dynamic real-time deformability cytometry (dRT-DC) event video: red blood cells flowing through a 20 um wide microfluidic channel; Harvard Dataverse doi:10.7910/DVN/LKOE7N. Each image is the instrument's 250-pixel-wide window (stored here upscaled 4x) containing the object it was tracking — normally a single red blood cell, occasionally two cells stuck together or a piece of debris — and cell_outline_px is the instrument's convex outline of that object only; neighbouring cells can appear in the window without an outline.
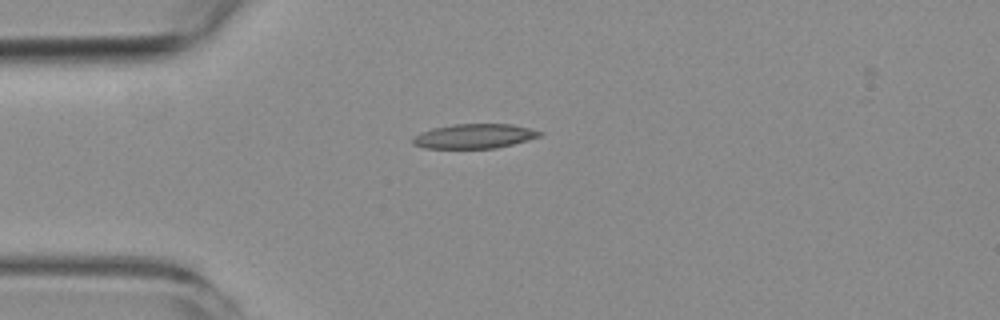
{"species": "common noctule bat (a hibernating species)", "species_latin": "Nyctalus noctula", "temperature_condition": "room temperature", "stored_images_in_passage": 4, "camera_frame_rate_fps": 3000, "um_per_image_px": 0.085, "animal": {"sex": "female", "body_mass_g": 19.3, "forearm_length_mm": 54.1}, "frame": {"image": 1, "passage_image": 1, "time_ms": 0.0, "image_size_px": [1000, 320], "cell_outline_px": [[544, 132], [540, 136], [512, 144], [496, 148], [424, 148], [412, 144], [412, 136], [420, 132], [432, 128], [456, 124], [512, 124]], "centroid_in_image_um": [40.26, 11.57], "position_along_channel_um": 44.7, "area_um2": 18.09}}
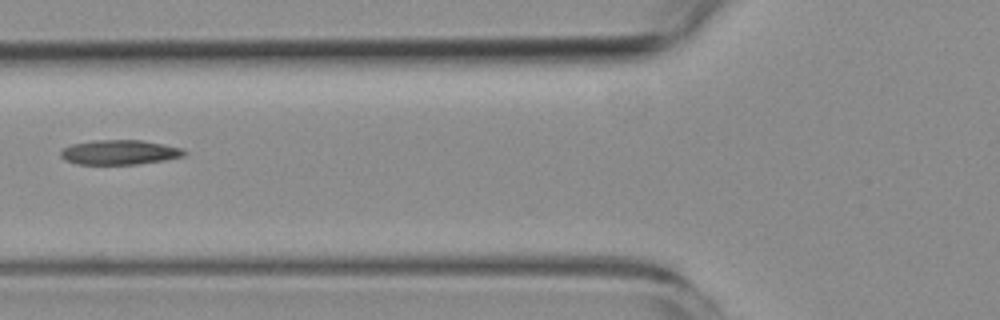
{"frame": {"image": 2, "passage_image": 3, "time_ms": 2.333, "image_size_px": [1000, 320], "cell_outline_px": [[188, 152], [184, 156], [164, 160], [136, 164], [76, 164], [64, 160], [60, 156], [60, 152], [64, 148], [72, 144], [96, 140], [140, 140], [184, 148]], "centroid_in_image_um": [10.17, 12.95], "position_along_channel_um": 115.6, "area_um2": 17.74}}
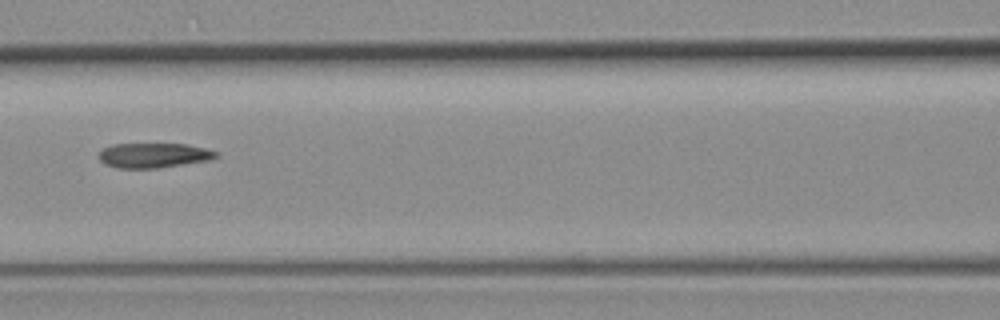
{"frame": {"image": 3, "passage_image": 4, "time_ms": 3.333, "image_size_px": [1000, 320], "cell_outline_px": [[220, 156], [208, 160], [156, 168], [116, 168], [104, 164], [100, 160], [100, 152], [104, 148], [112, 144], [184, 144], [204, 148], [220, 152]], "centroid_in_image_um": [13.07, 13.2], "position_along_channel_um": 153.5, "area_um2": 16.82}}